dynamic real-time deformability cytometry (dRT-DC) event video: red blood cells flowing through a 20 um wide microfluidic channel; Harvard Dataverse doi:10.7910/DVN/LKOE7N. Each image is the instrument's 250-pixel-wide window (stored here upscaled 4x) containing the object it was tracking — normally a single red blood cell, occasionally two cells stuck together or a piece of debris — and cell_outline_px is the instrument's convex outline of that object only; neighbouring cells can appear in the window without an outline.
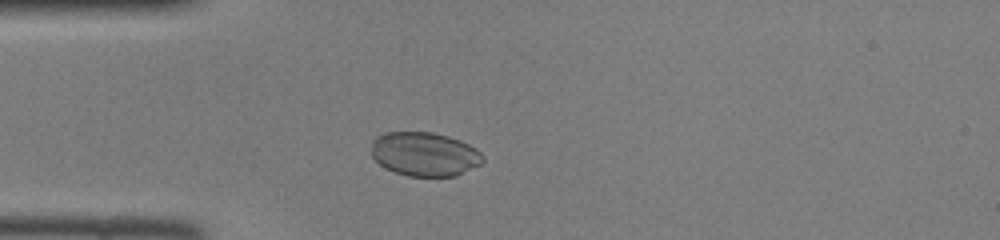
{"species": "common noctule bat (a hibernating species)", "species_latin": "Nyctalus noctula", "temperature_condition": "room temperature", "stored_images_in_passage": 37, "camera_frame_rate_fps": 3000, "um_per_image_px": 0.085, "animal": {"sex": "female", "body_mass_g": 22.0, "forearm_length_mm": 56.7}, "frame": {"image": 1, "passage_image": 3, "time_ms": 0.667, "image_size_px": [1000, 240], "cell_outline_px": [[484, 160], [480, 164], [456, 176], [408, 176], [384, 168], [372, 156], [372, 140], [376, 136], [384, 132], [432, 132], [448, 136], [460, 140], [476, 148], [484, 156]], "centroid_in_image_um": [36.08, 13.09], "position_along_channel_um": 48.9, "area_um2": 28.67}}
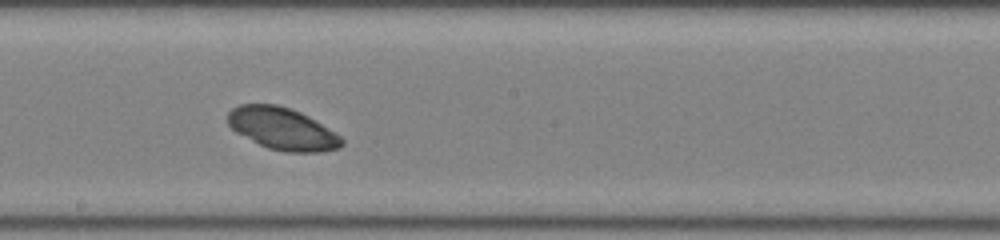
{"frame": {"image": 2, "passage_image": 16, "time_ms": 5.0, "image_size_px": [1000, 240], "cell_outline_px": [[344, 144], [340, 148], [320, 152], [284, 152], [268, 148], [236, 132], [228, 124], [228, 112], [232, 108], [240, 104], [276, 104], [300, 112], [308, 116], [336, 132], [344, 140]], "centroid_in_image_um": [24.03, 10.95], "position_along_channel_um": 224.2, "area_um2": 27.92}}
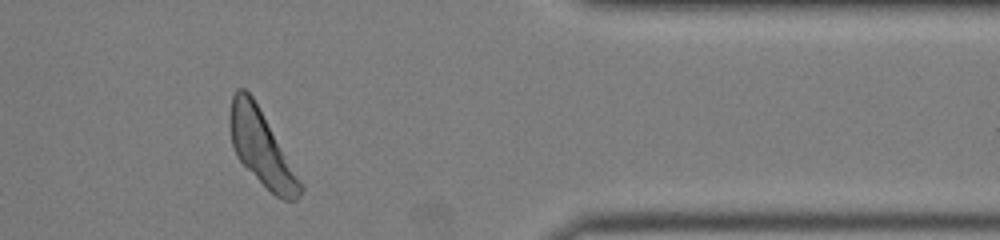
{"frame": {"image": 3, "passage_image": 29, "time_ms": 9.333, "image_size_px": [1000, 240], "cell_outline_px": [[304, 188], [300, 196], [296, 200], [284, 200], [276, 196], [236, 156], [232, 144], [228, 124], [228, 116], [232, 96], [236, 88], [244, 88], [252, 96], [304, 184]], "centroid_in_image_um": [22.22, 12.55], "position_along_channel_um": 389.2, "area_um2": 30.4}}